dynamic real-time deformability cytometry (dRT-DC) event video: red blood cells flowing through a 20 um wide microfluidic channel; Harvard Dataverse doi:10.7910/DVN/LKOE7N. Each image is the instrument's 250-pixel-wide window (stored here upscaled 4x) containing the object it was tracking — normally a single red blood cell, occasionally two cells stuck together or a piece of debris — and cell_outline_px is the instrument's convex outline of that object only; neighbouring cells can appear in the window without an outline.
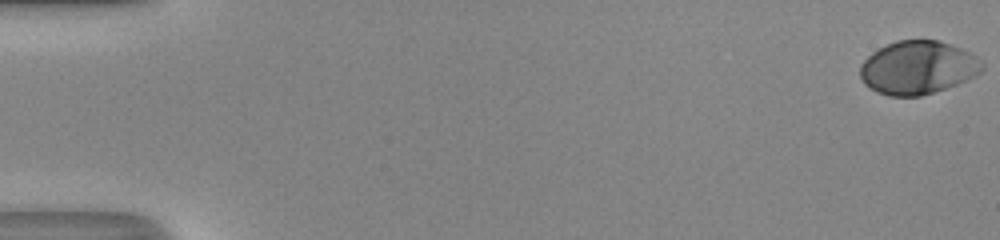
{"species": "human", "species_latin": "Homo sapiens", "temperature_condition": "room temperature", "stored_images_in_passage": 52, "camera_frame_rate_fps": 3000, "um_per_image_px": 0.085, "donor": {"sex": "male"}, "frame": {"image": 1, "passage_image": 1, "time_ms": 0.0, "image_size_px": [1000, 240], "cell_outline_px": [[984, 68], [980, 72], [956, 84], [920, 96], [888, 96], [876, 92], [864, 84], [860, 76], [860, 64], [872, 52], [896, 40], [940, 40], [960, 48], [976, 56], [984, 64]], "centroid_in_image_um": [77.98, 5.74], "position_along_channel_um": 7.0, "area_um2": 37.69}}
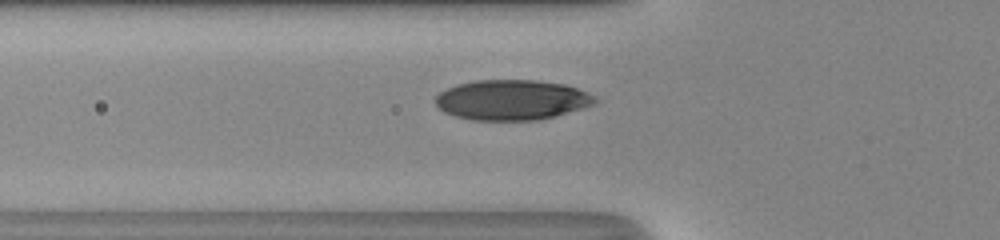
{"frame": {"image": 2, "passage_image": 20, "time_ms": 6.333, "image_size_px": [1000, 240], "cell_outline_px": [[600, 100], [584, 108], [540, 120], [472, 120], [456, 116], [444, 112], [436, 104], [436, 96], [440, 92], [456, 84], [476, 80], [536, 80], [564, 84], [588, 92], [596, 96]], "centroid_in_image_um": [43.53, 8.49], "position_along_channel_um": 82.3, "area_um2": 37.45}}
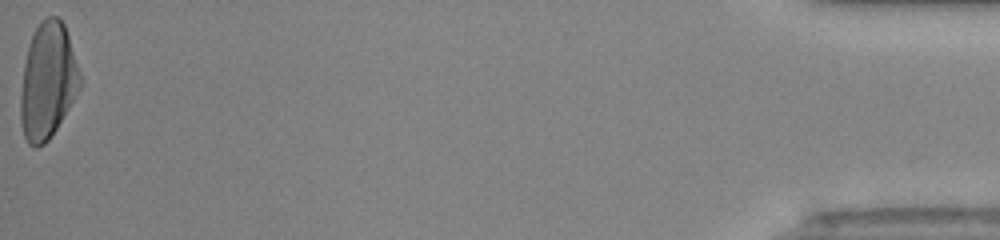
{"frame": {"image": 3, "passage_image": 52, "time_ms": 17.0, "image_size_px": [1000, 240], "cell_outline_px": [[84, 80], [80, 88], [56, 128], [48, 140], [44, 144], [36, 148], [28, 144], [24, 136], [20, 120], [20, 96], [24, 64], [28, 48], [32, 36], [40, 20], [48, 16], [56, 16], [64, 24]], "centroid_in_image_um": [4.07, 6.88], "position_along_channel_um": 431.1, "area_um2": 40.23}, "authors_computed_cell_mechanics": {"area_um2": 37.7723, "velocity_mm_per_s": 4.1838, "shape_relaxation_time_tau1_ms": 3.2407, "shape_relaxation_time_tau2_ms": null, "deformation_change_tau1": 0.1763, "deformation_change_tau2": null}}